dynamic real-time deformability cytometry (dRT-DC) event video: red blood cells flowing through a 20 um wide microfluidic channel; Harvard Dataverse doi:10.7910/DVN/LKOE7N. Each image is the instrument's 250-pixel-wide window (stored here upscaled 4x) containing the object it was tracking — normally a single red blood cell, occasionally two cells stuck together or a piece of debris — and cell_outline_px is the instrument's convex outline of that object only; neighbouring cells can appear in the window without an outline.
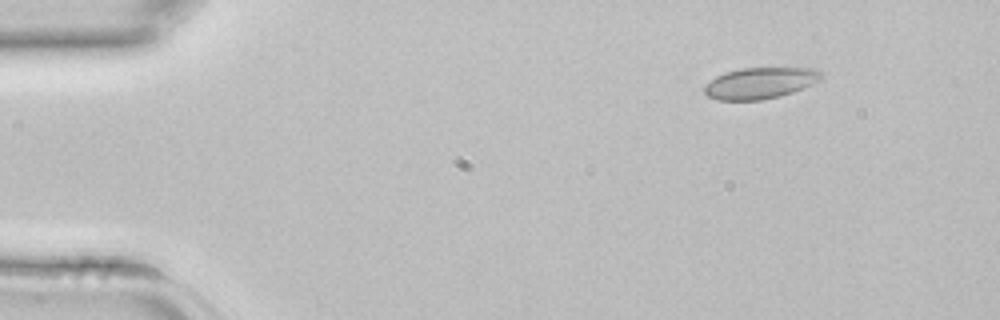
{"species": "common noctule bat (a hibernating species)", "species_latin": "Nyctalus noctula", "temperature_condition": "room temperature", "stored_images_in_passage": 39, "camera_frame_rate_fps": 3000, "um_per_image_px": 0.085, "animal": {"sex": "female", "body_mass_g": 22.7, "forearm_length_mm": 54.2}, "frame": {"image": 1, "passage_image": 1, "time_ms": 0.0, "image_size_px": [1000, 320], "cell_outline_px": [[820, 80], [792, 92], [780, 96], [760, 100], [716, 100], [708, 96], [704, 92], [704, 84], [716, 76], [724, 72], [740, 68], [812, 68], [820, 72]], "centroid_in_image_um": [64.53, 7.06], "position_along_channel_um": 20.5, "area_um2": 21.15}}
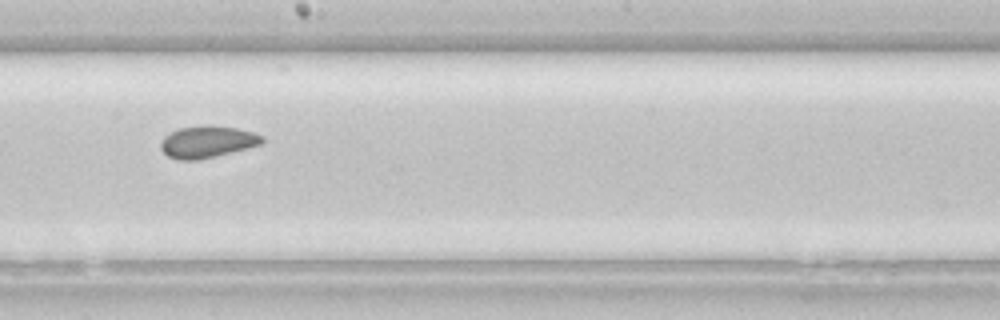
{"frame": {"image": 2, "passage_image": 20, "time_ms": 6.333, "image_size_px": [1000, 320], "cell_outline_px": [[264, 140], [260, 144], [216, 156], [200, 160], [180, 160], [168, 156], [160, 148], [160, 140], [164, 136], [180, 128], [204, 124], [208, 124], [236, 128], [252, 132], [264, 136]], "centroid_in_image_um": [17.59, 12.04], "position_along_channel_um": 230.6, "area_um2": 18.84}}
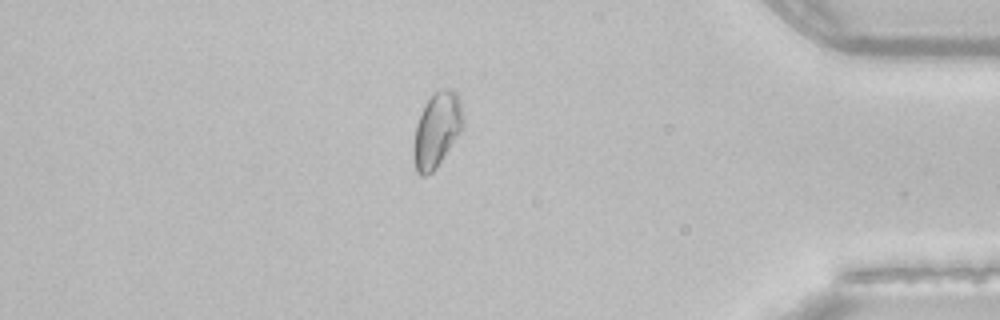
{"frame": {"image": 3, "passage_image": 33, "time_ms": 10.667, "image_size_px": [1000, 320], "cell_outline_px": [[464, 124], [460, 132], [436, 168], [432, 172], [424, 176], [420, 176], [416, 172], [412, 156], [412, 148], [416, 124], [428, 100], [436, 92], [444, 88], [452, 88], [456, 92], [460, 100], [464, 116]], "centroid_in_image_um": [37.12, 11.06], "position_along_channel_um": 398.1, "area_um2": 21.56}}